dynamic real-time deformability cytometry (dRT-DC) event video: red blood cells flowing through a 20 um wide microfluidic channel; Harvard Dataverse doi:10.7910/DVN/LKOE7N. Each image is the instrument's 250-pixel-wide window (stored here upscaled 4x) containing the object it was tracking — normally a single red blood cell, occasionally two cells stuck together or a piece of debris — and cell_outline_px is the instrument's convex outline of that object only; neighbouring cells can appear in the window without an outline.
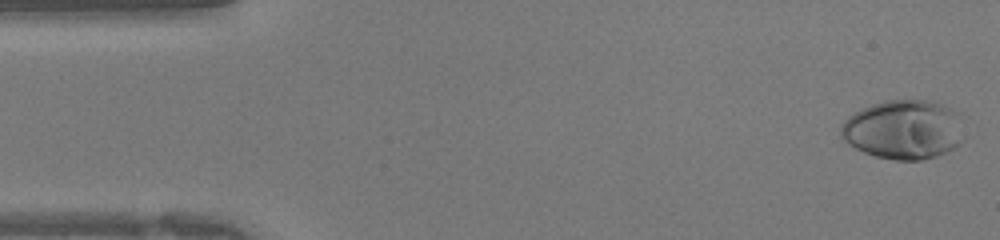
{"species": "human", "species_latin": "Homo sapiens", "temperature_condition": "warm", "stored_images_in_passage": 41, "camera_frame_rate_fps": 3000, "um_per_image_px": 0.085, "donor": {"sex": "female"}, "frame": {"image": 1, "passage_image": 1, "time_ms": 0.0, "image_size_px": [1000, 240], "cell_outline_px": [[968, 136], [956, 148], [948, 152], [936, 156], [920, 160], [896, 160], [876, 156], [864, 152], [848, 144], [840, 136], [840, 124], [848, 116], [872, 104], [884, 100], [928, 100], [952, 108], [960, 112]], "centroid_in_image_um": [76.9, 11.01], "position_along_channel_um": 8.1, "area_um2": 43.52}}
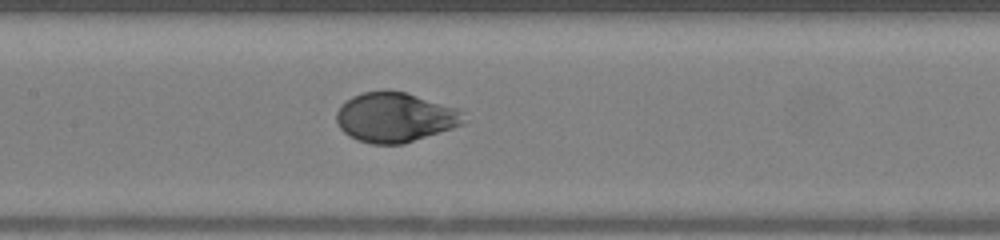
{"frame": {"image": 2, "passage_image": 19, "time_ms": 6.0, "image_size_px": [1000, 240], "cell_outline_px": [[468, 120], [464, 124], [404, 144], [372, 144], [356, 140], [344, 132], [340, 128], [336, 120], [336, 112], [340, 104], [352, 96], [364, 92], [384, 88], [388, 88], [404, 92], [460, 108]], "centroid_in_image_um": [33.59, 9.95], "position_along_channel_um": 173.8, "area_um2": 37.51}}
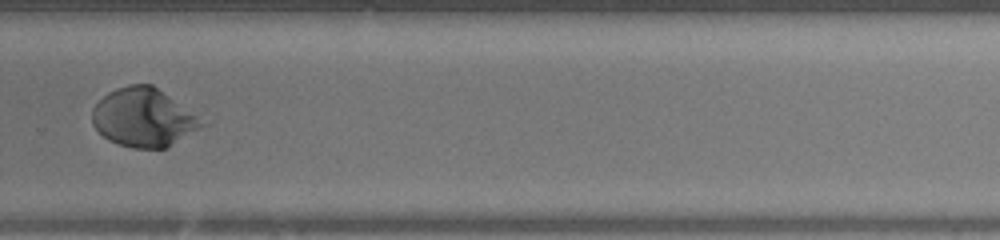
{"frame": {"image": 3, "passage_image": 28, "time_ms": 9.0, "image_size_px": [1000, 240], "cell_outline_px": [[208, 124], [168, 148], [132, 148], [108, 140], [92, 124], [92, 108], [108, 92], [116, 88], [128, 84], [152, 84]], "centroid_in_image_um": [12.2, 10.0], "position_along_channel_um": 317.6, "area_um2": 37.17}}